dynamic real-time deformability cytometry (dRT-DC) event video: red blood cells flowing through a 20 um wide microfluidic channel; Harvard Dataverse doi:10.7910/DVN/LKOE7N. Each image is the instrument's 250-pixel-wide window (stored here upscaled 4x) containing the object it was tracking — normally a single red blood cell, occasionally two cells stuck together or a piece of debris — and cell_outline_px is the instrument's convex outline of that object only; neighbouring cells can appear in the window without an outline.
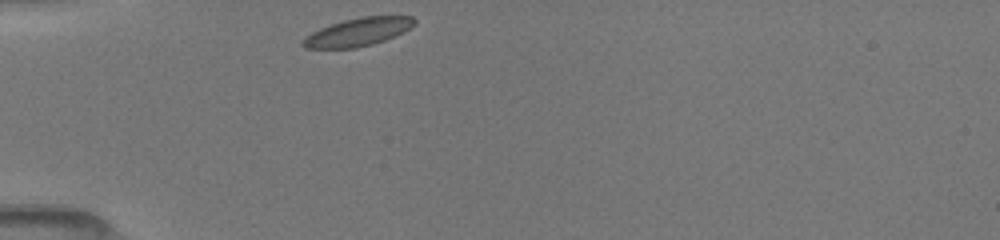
{"species": "common noctule bat (a hibernating species)", "species_latin": "Nyctalus noctula", "temperature_condition": "room temperature", "stored_images_in_passage": 30, "camera_frame_rate_fps": 3000, "um_per_image_px": 0.085, "animal": {"sex": "female", "body_mass_g": 19.5, "forearm_length_mm": 54.1}, "frame": {"image": 1, "passage_image": 1, "time_ms": 0.0, "image_size_px": [1000, 240], "cell_outline_px": [[416, 24], [404, 32], [384, 40], [372, 44], [356, 48], [304, 48], [300, 44], [300, 40], [304, 36], [320, 28], [344, 20], [360, 16], [412, 16], [416, 20]], "centroid_in_image_um": [30.41, 2.72], "position_along_channel_um": 54.6, "area_um2": 18.38}}
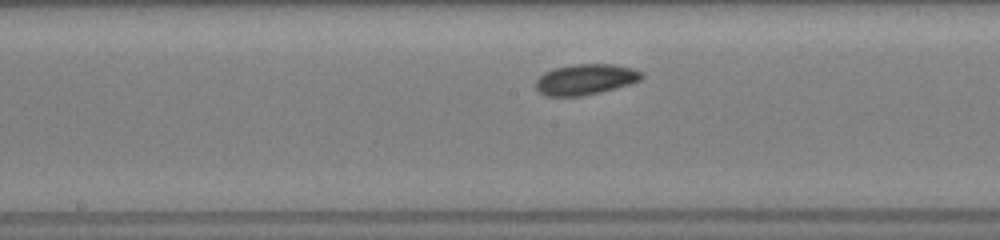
{"frame": {"image": 2, "passage_image": 13, "time_ms": 4.0, "image_size_px": [1000, 240], "cell_outline_px": [[644, 76], [640, 80], [632, 84], [600, 92], [580, 96], [544, 96], [536, 88], [536, 80], [544, 72], [552, 68], [572, 64], [616, 64], [632, 68], [644, 72]], "centroid_in_image_um": [49.79, 6.74], "position_along_channel_um": 198.4, "area_um2": 19.19}}
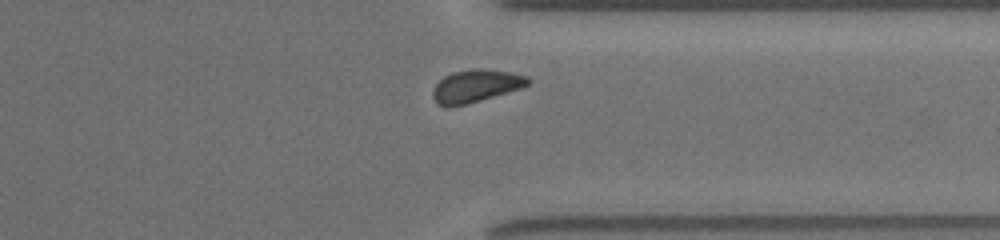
{"frame": {"image": 3, "passage_image": 26, "time_ms": 8.333, "image_size_px": [1000, 240], "cell_outline_px": [[532, 80], [528, 84], [520, 88], [468, 104], [448, 108], [444, 108], [436, 104], [432, 96], [432, 92], [436, 84], [444, 76], [452, 72], [472, 68], [480, 68], [512, 72], [528, 76]], "centroid_in_image_um": [40.41, 7.31], "position_along_channel_um": 371.0, "area_um2": 18.38}, "authors_computed_cell_mechanics": {"area_um2": 18.2359, "velocity_mm_per_s": 3.9772, "shape_relaxation_time_tau1_ms": null, "shape_relaxation_time_tau2_ms": 9.7701, "deformation_change_tau1": null, "deformation_change_tau2": 0.0918}}